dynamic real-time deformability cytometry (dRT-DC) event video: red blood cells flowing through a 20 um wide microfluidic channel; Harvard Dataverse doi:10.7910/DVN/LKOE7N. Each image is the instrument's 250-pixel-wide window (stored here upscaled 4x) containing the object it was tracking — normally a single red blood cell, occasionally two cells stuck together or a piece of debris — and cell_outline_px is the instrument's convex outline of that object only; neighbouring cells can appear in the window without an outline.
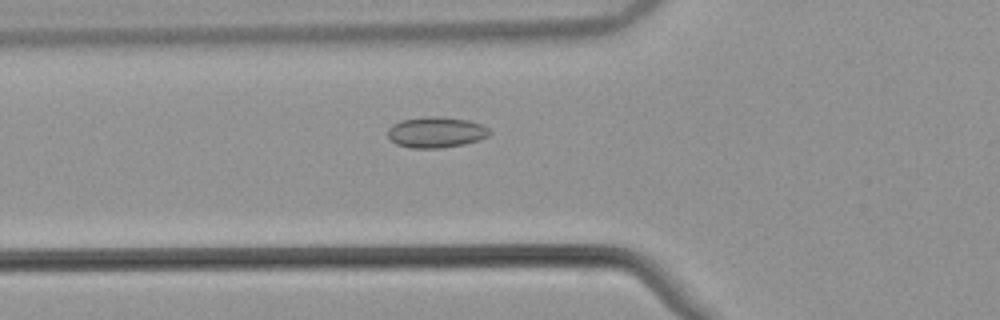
{"species": "common noctule bat (a hibernating species)", "species_latin": "Nyctalus noctula", "temperature_condition": "warm", "stored_images_in_passage": 54, "camera_frame_rate_fps": 3000, "um_per_image_px": 0.085, "animal": {"sex": "male", "body_mass_g": 21.5, "forearm_length_mm": 52.0}, "frame": {"image": 1, "passage_image": 20, "time_ms": 6.333, "image_size_px": [1000, 320], "cell_outline_px": [[492, 132], [488, 136], [464, 144], [440, 148], [412, 148], [396, 144], [388, 136], [388, 128], [392, 124], [400, 120], [428, 116], [436, 116], [468, 120], [484, 124]], "centroid_in_image_um": [37.07, 11.23], "position_along_channel_um": 88.7, "area_um2": 18.32}}
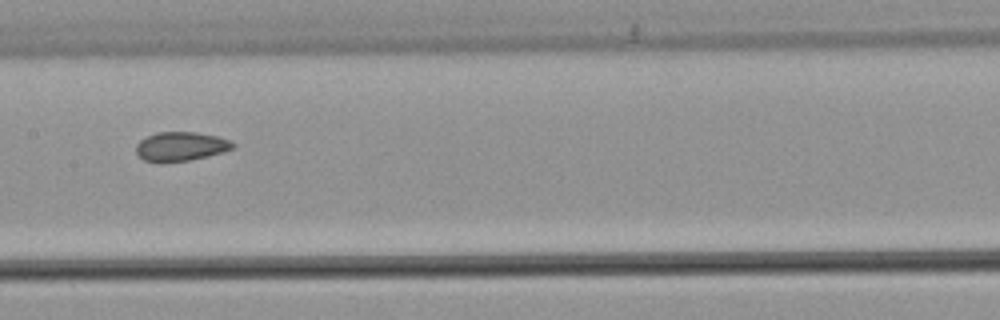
{"frame": {"image": 2, "passage_image": 28, "time_ms": 9.0, "image_size_px": [1000, 320], "cell_outline_px": [[236, 148], [224, 152], [208, 156], [188, 160], [160, 164], [156, 164], [144, 160], [136, 152], [136, 144], [140, 140], [156, 132], [196, 132], [216, 136], [228, 140], [236, 144]], "centroid_in_image_um": [15.36, 12.47], "position_along_channel_um": 192.0, "area_um2": 16.7}}
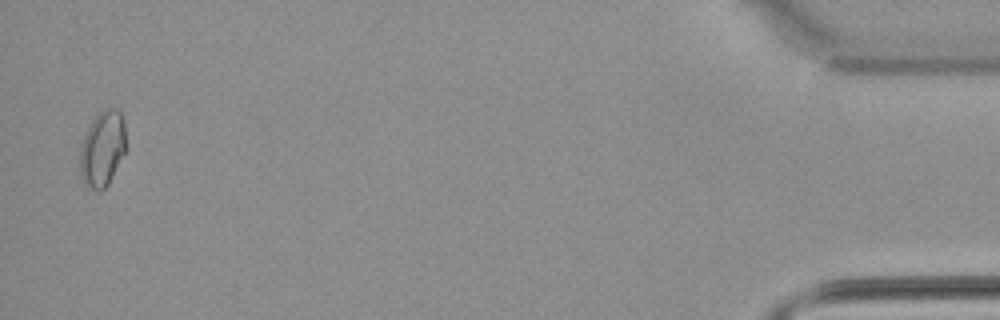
{"frame": {"image": 3, "passage_image": 53, "time_ms": 17.333, "image_size_px": [1000, 320], "cell_outline_px": [[124, 152], [108, 184], [100, 192], [84, 184], [80, 172], [80, 144], [92, 120], [104, 108], [116, 108], [124, 116]], "centroid_in_image_um": [8.69, 12.62], "position_along_channel_um": 426.5, "area_um2": 20.0}, "authors_computed_cell_mechanics": {"area_um2": 17.4845, "velocity_mm_per_s": 3.8672, "shape_relaxation_time_tau1_ms": null, "shape_relaxation_time_tau2_ms": 1.9859, "deformation_change_tau1": null, "deformation_change_tau2": 0.0626}}